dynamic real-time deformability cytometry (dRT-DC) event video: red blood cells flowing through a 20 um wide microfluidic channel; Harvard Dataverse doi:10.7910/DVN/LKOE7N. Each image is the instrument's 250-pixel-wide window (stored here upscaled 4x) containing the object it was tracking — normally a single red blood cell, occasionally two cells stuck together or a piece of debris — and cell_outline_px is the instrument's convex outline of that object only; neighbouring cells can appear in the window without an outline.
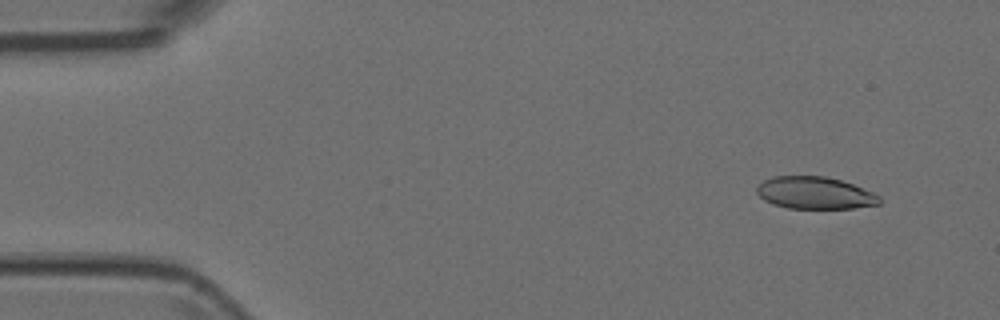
{"species": "Egyptian fruit bat (a non-hibernating species)", "species_latin": "Rousettus aegyptiacus", "temperature_condition": "room temperature", "stored_images_in_passage": 4, "camera_frame_rate_fps": 3000, "um_per_image_px": 0.085, "animal": {"sex": "female"}, "frame": {"image": 1, "passage_image": 1, "time_ms": 0.0, "image_size_px": [1000, 320], "cell_outline_px": [[884, 200], [880, 204], [852, 208], [788, 208], [772, 204], [764, 200], [756, 192], [756, 188], [764, 180], [772, 176], [824, 176], [840, 180], [852, 184], [872, 192], [880, 196]], "centroid_in_image_um": [69.27, 16.4], "position_along_channel_um": 15.7, "area_um2": 23.0}}
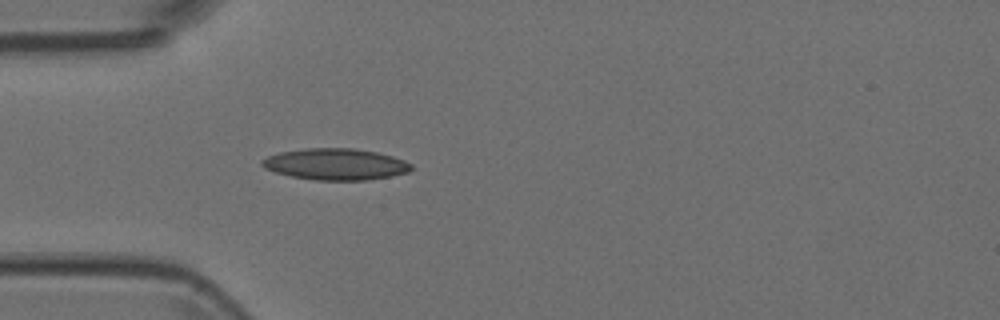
{"frame": {"image": 2, "passage_image": 4, "time_ms": 1.0, "image_size_px": [1000, 320], "cell_outline_px": [[412, 168], [408, 172], [392, 176], [368, 180], [316, 180], [292, 176], [276, 172], [264, 168], [260, 164], [260, 160], [268, 156], [280, 152], [304, 148], [352, 148], [376, 152], [392, 156], [404, 160], [412, 164]], "centroid_in_image_um": [28.52, 13.95], "position_along_channel_um": 56.5, "area_um2": 27.34}}